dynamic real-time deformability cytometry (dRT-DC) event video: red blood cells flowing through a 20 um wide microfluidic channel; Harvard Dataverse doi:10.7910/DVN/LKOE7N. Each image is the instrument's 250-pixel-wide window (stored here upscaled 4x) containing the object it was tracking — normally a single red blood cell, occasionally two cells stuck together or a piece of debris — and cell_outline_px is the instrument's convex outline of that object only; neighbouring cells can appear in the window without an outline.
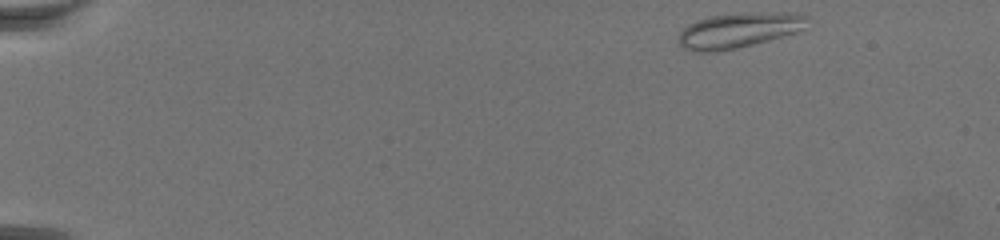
{"species": "common noctule bat (a hibernating species)", "species_latin": "Nyctalus noctula", "temperature_condition": "warm", "stored_images_in_passage": 64, "camera_frame_rate_fps": 3000, "um_per_image_px": 0.085, "animal": {"sex": "female", "body_mass_g": 19.5, "forearm_length_mm": 54.1}, "frame": {"image": 1, "passage_image": 1, "time_ms": 0.0, "image_size_px": [1000, 240], "cell_outline_px": [[808, 16], [804, 28], [796, 32], [768, 40], [736, 48], [716, 52], [692, 52], [684, 48], [676, 40], [676, 36], [688, 24], [712, 16], [740, 12], [792, 12]], "centroid_in_image_um": [62.76, 2.57], "position_along_channel_um": 22.2, "area_um2": 26.47}}
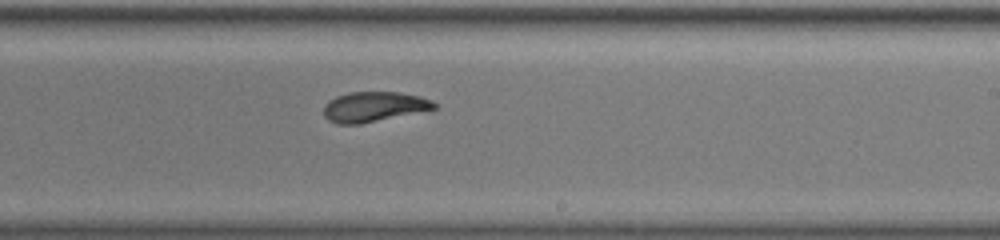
{"frame": {"image": 2, "passage_image": 38, "time_ms": 12.333, "image_size_px": [1000, 240], "cell_outline_px": [[436, 108], [360, 124], [336, 124], [328, 120], [324, 116], [324, 104], [336, 96], [348, 92], [400, 92], [420, 96], [432, 100], [436, 104]], "centroid_in_image_um": [31.74, 9.06], "position_along_channel_um": 257.3, "area_um2": 19.25}}
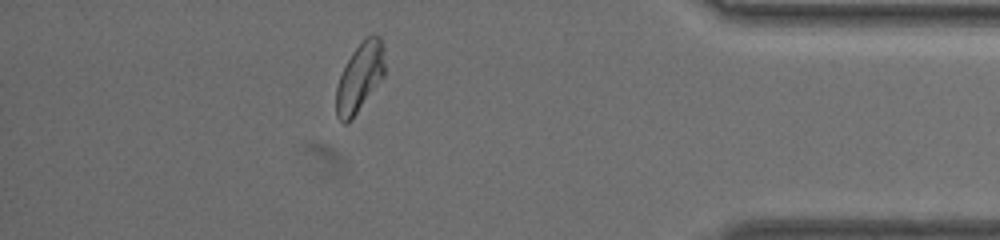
{"frame": {"image": 3, "passage_image": 56, "time_ms": 18.333, "image_size_px": [1000, 240], "cell_outline_px": [[384, 76], [356, 112], [344, 124], [336, 116], [336, 88], [340, 76], [352, 52], [364, 36], [372, 32], [380, 36], [384, 48]], "centroid_in_image_um": [30.59, 6.48], "position_along_channel_um": 404.6, "area_um2": 19.31}}